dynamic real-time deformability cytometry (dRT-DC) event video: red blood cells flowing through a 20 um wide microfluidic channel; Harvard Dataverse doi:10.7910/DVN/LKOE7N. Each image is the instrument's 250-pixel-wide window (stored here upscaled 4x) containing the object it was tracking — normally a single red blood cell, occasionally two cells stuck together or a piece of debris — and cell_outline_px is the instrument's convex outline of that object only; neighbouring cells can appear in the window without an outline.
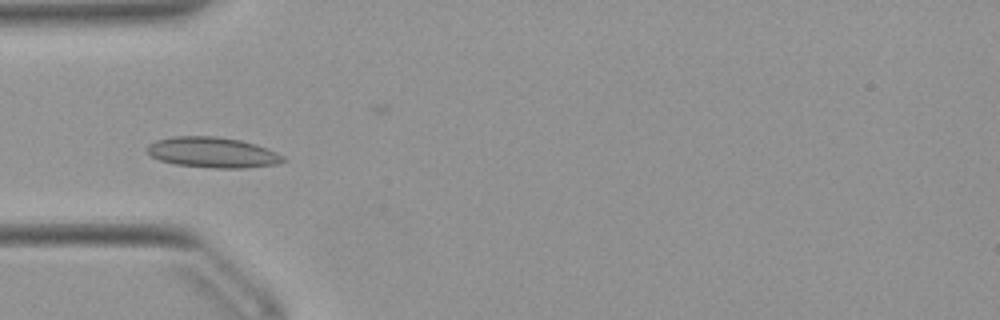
{"species": "Egyptian fruit bat (a non-hibernating species)", "species_latin": "Rousettus aegyptiacus", "temperature_condition": "warm", "stored_images_in_passage": 47, "camera_frame_rate_fps": 3000, "um_per_image_px": 0.085, "animal": {"sex": "female"}, "frame": {"image": 1, "passage_image": 11, "time_ms": 3.333, "image_size_px": [1000, 320], "cell_outline_px": [[288, 160], [276, 164], [244, 168], [212, 168], [176, 164], [160, 160], [152, 156], [144, 148], [148, 144], [156, 140], [172, 136], [216, 136], [240, 140], [256, 144], [268, 148], [284, 156]], "centroid_in_image_um": [18.08, 12.95], "position_along_channel_um": 66.9, "area_um2": 24.33}}
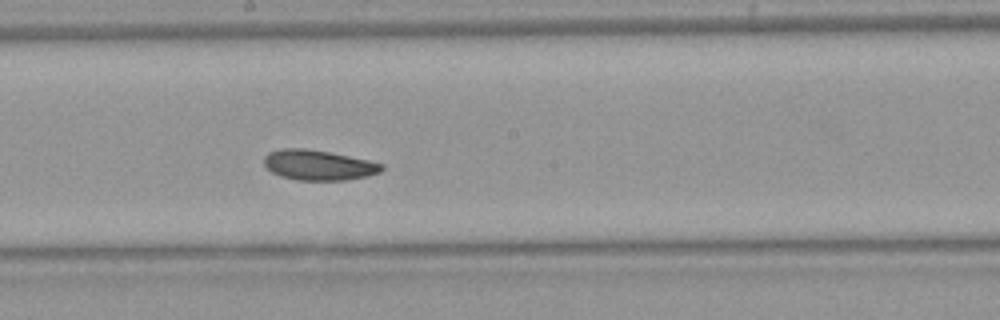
{"frame": {"image": 2, "passage_image": 23, "time_ms": 7.333, "image_size_px": [1000, 320], "cell_outline_px": [[384, 168], [380, 172], [368, 176], [348, 180], [296, 180], [280, 176], [272, 172], [264, 164], [264, 156], [268, 152], [284, 148], [304, 148], [328, 152], [368, 160], [384, 164]], "centroid_in_image_um": [27.07, 14.04], "position_along_channel_um": 221.1, "area_um2": 20.69}}
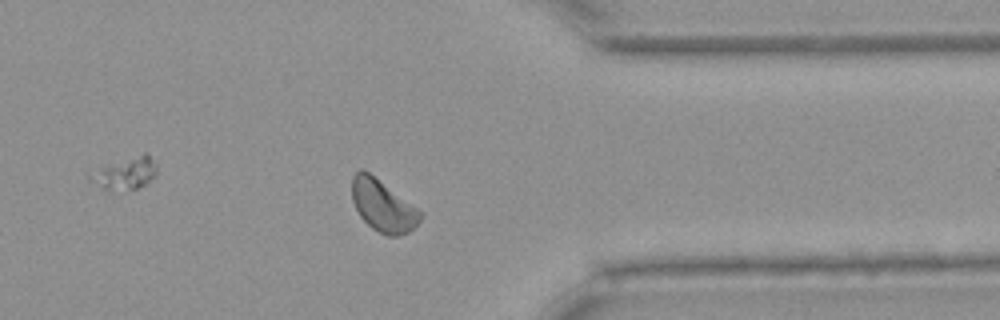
{"frame": {"image": 3, "passage_image": 36, "time_ms": 11.667, "image_size_px": [1000, 320], "cell_outline_px": [[424, 212], [420, 220], [408, 232], [396, 236], [388, 236], [372, 228], [360, 216], [352, 200], [352, 176], [360, 168], [364, 168]], "centroid_in_image_um": [32.55, 17.45], "position_along_channel_um": 378.9, "area_um2": 20.69}, "authors_computed_cell_mechanics": {"area_um2": 20.808, "velocity_mm_per_s": 3.8703, "shape_relaxation_time_tau1_ms": 7.6273, "shape_relaxation_time_tau2_ms": null, "deformation_change_tau1": 0.105, "deformation_change_tau2": null}}